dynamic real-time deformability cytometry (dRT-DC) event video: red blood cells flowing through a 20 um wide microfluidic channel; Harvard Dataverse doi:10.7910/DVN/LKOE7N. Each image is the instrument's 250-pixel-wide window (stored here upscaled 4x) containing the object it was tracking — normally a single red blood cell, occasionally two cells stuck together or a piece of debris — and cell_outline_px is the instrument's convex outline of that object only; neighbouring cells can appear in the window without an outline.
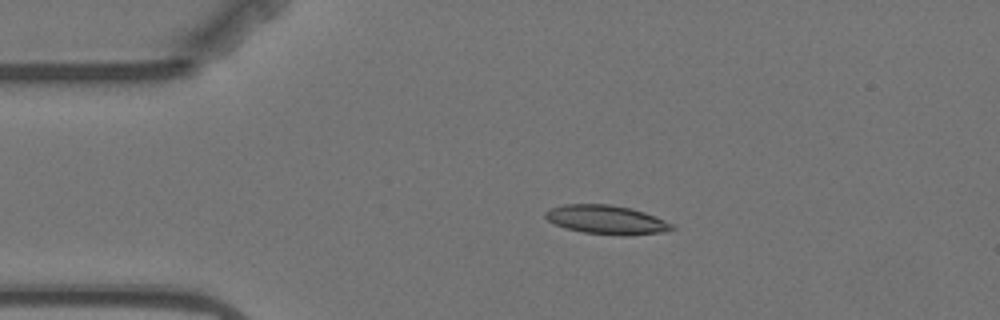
{"species": "Egyptian fruit bat (a non-hibernating species)", "species_latin": "Rousettus aegyptiacus", "temperature_condition": "warm", "stored_images_in_passage": 4, "camera_frame_rate_fps": 3000, "um_per_image_px": 0.085, "animal": {"sex": "female"}, "frame": {"image": 1, "passage_image": 3, "time_ms": 2.333, "image_size_px": [1000, 320], "cell_outline_px": [[676, 228], [660, 232], [628, 236], [624, 236], [584, 232], [564, 228], [548, 220], [544, 216], [544, 212], [552, 208], [564, 204], [608, 204], [632, 208], [644, 212], [664, 220], [672, 224]], "centroid_in_image_um": [51.54, 18.67], "position_along_channel_um": 33.5, "area_um2": 21.21}}